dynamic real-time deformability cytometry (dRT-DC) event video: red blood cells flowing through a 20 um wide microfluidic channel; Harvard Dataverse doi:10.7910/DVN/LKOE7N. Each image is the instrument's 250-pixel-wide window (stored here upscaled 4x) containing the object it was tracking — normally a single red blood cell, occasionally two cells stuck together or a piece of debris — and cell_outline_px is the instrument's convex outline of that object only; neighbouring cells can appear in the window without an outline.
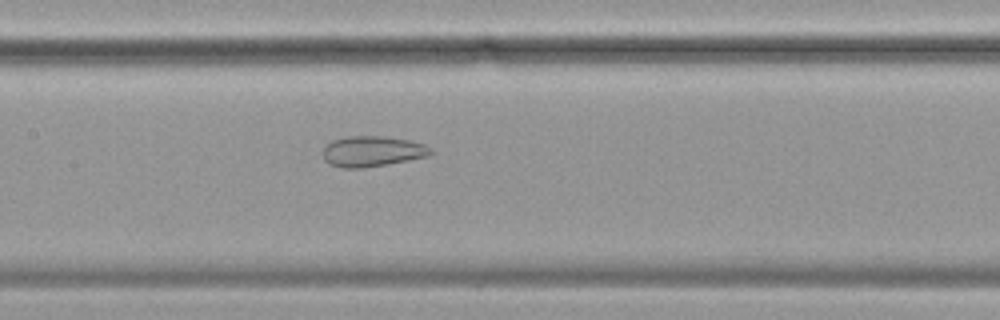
{"species": "common noctule bat (a hibernating species)", "species_latin": "Nyctalus noctula", "temperature_condition": "cold", "stored_images_in_passage": 47, "camera_frame_rate_fps": 3000, "um_per_image_px": 0.085, "animal": {"sex": "female", "body_mass_g": 19.9}, "frame": {"image": 1, "passage_image": 23, "time_ms": 7.333, "image_size_px": [1000, 320], "cell_outline_px": [[436, 152], [428, 156], [388, 164], [364, 168], [340, 168], [328, 164], [324, 160], [324, 148], [332, 140], [348, 136], [384, 136], [408, 140], [424, 144], [432, 148]], "centroid_in_image_um": [31.66, 12.87], "position_along_channel_um": 175.7, "area_um2": 19.36}}
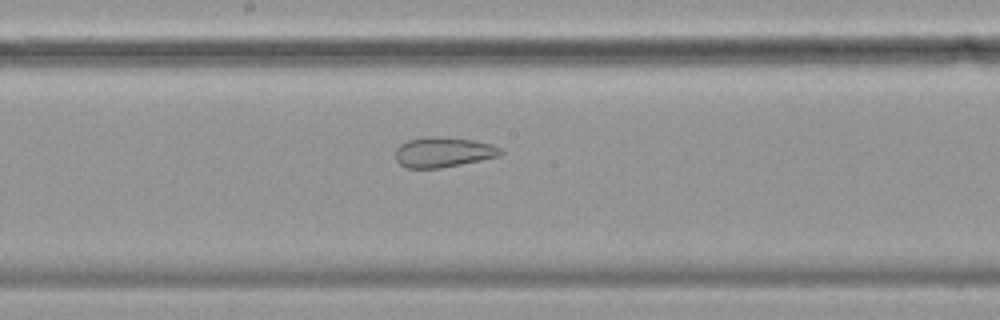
{"frame": {"image": 2, "passage_image": 26, "time_ms": 8.333, "image_size_px": [1000, 320], "cell_outline_px": [[504, 152], [500, 156], [440, 168], [408, 168], [400, 164], [396, 160], [396, 148], [400, 144], [408, 140], [428, 136], [444, 136], [472, 140], [492, 144], [500, 148]], "centroid_in_image_um": [37.68, 12.92], "position_along_channel_um": 210.5, "area_um2": 18.5}}
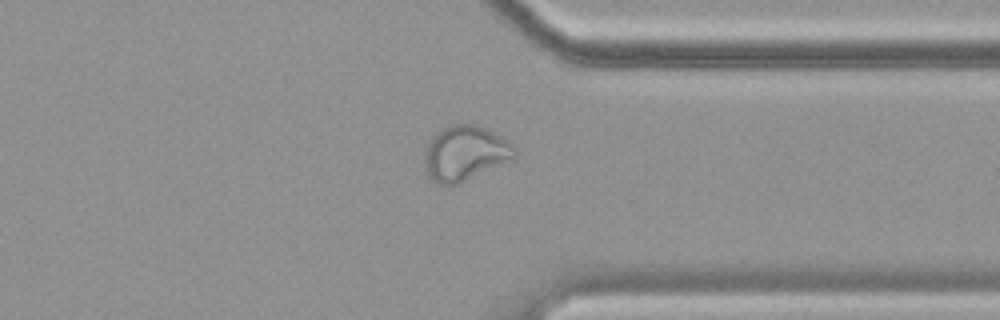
{"frame": {"image": 3, "passage_image": 40, "time_ms": 13.0, "image_size_px": [1000, 320], "cell_outline_px": [[516, 156], [460, 184], [440, 184], [432, 180], [428, 176], [424, 164], [424, 152], [432, 136], [440, 128], [452, 124], [472, 124], [484, 128], [508, 140], [516, 148]], "centroid_in_image_um": [39.49, 13.02], "position_along_channel_um": 371.9, "area_um2": 28.67}, "authors_computed_cell_mechanics": {"area_um2": 25.432, "velocity_mm_per_s": 3.5038, "shape_relaxation_time_tau1_ms": null, "shape_relaxation_time_tau2_ms": 1.4376, "deformation_change_tau1": null, "deformation_change_tau2": 0.0706}}